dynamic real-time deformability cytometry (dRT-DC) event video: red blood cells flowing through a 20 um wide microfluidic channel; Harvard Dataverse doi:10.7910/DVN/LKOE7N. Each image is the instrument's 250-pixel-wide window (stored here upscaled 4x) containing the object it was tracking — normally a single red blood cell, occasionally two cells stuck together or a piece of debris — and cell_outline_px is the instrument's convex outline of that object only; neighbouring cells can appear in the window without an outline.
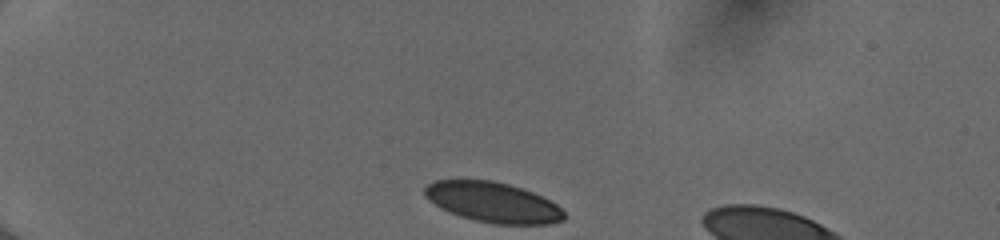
{"species": "human", "species_latin": "Homo sapiens", "temperature_condition": "cold", "stored_images_in_passage": 40, "camera_frame_rate_fps": 3000, "um_per_image_px": 0.085, "donor": {"sex": "female"}, "frame": {"image": 1, "passage_image": 1, "time_ms": 0.0, "image_size_px": [1000, 240], "cell_outline_px": [[564, 220], [552, 224], [492, 224], [460, 216], [448, 212], [440, 208], [428, 200], [424, 196], [424, 188], [428, 184], [436, 180], [492, 180], [508, 184], [532, 192], [556, 204], [564, 212]], "centroid_in_image_um": [41.87, 17.2], "position_along_channel_um": 43.1, "area_um2": 32.6}}
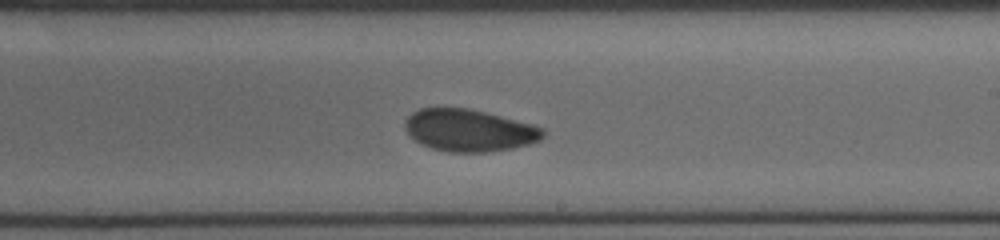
{"frame": {"image": 2, "passage_image": 21, "time_ms": 6.667, "image_size_px": [1000, 240], "cell_outline_px": [[544, 136], [540, 140], [528, 144], [512, 148], [488, 152], [448, 152], [432, 148], [420, 144], [408, 136], [404, 128], [404, 120], [412, 112], [420, 108], [468, 108], [532, 124], [544, 128]], "centroid_in_image_um": [39.83, 11.08], "position_along_channel_um": 249.2, "area_um2": 33.99}}
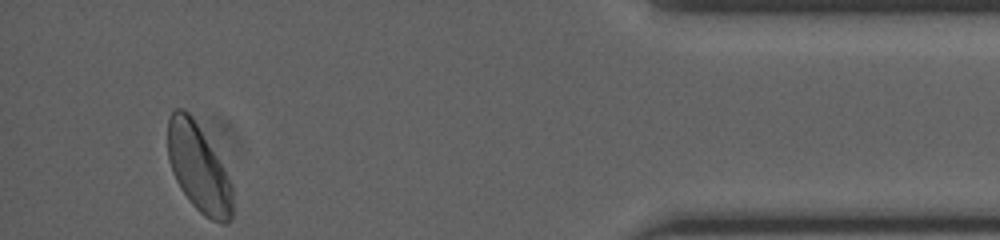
{"frame": {"image": 3, "passage_image": 37, "time_ms": 12.0, "image_size_px": [1000, 240], "cell_outline_px": [[232, 220], [228, 224], [224, 224], [212, 220], [204, 216], [188, 200], [180, 188], [172, 172], [168, 160], [168, 116], [176, 108], [184, 108], [192, 116], [216, 156], [232, 184]], "centroid_in_image_um": [16.85, 14.32], "position_along_channel_um": 418.3, "area_um2": 32.77}}